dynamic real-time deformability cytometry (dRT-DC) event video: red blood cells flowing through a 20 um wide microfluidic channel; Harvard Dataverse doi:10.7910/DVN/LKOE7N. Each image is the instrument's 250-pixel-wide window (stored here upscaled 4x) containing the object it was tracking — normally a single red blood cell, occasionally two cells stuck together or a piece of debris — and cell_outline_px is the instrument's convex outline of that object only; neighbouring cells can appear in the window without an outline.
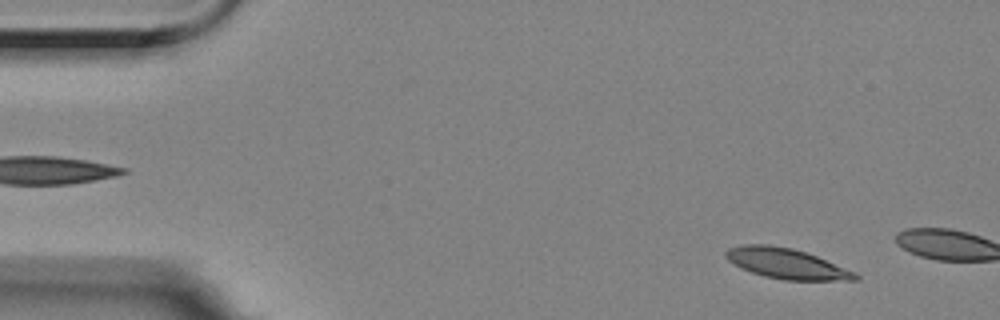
{"species": "Egyptian fruit bat (a non-hibernating species)", "species_latin": "Rousettus aegyptiacus", "temperature_condition": "room temperature", "stored_images_in_passage": 11, "camera_frame_rate_fps": 3000, "um_per_image_px": 0.085, "animal": {"sex": "female"}, "frame": {"image": 1, "passage_image": 5, "time_ms": 1.333, "image_size_px": [1000, 320], "cell_outline_px": [[860, 280], [784, 280], [764, 276], [740, 268], [728, 260], [724, 256], [724, 252], [728, 248], [744, 244], [768, 244], [792, 248], [816, 256], [856, 272], [860, 276]], "centroid_in_image_um": [66.83, 22.4], "position_along_channel_um": 18.2, "area_um2": 22.89}}